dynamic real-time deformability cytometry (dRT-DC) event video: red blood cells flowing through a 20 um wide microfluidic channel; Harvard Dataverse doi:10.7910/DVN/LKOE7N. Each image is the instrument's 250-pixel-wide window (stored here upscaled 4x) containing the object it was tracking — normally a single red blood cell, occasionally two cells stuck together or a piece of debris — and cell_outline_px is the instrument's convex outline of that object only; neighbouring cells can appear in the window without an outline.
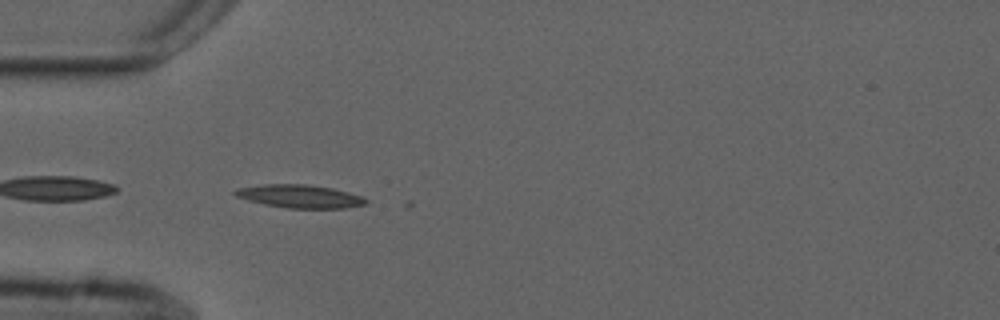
{"species": "common noctule bat (a hibernating species)", "species_latin": "Nyctalus noctula", "temperature_condition": "cold", "stored_images_in_passage": 5, "camera_frame_rate_fps": 3000, "um_per_image_px": 0.085, "animal": {"sex": "male", "forearm_length_mm": 52.5}, "frame": {"image": 1, "passage_image": 2, "time_ms": 0.333, "image_size_px": [1000, 320], "cell_outline_px": [[368, 200], [364, 204], [344, 208], [288, 208], [264, 204], [248, 200], [236, 196], [232, 192], [236, 188], [264, 184], [308, 184], [332, 188], [348, 192], [360, 196]], "centroid_in_image_um": [25.44, 16.68], "position_along_channel_um": 59.6, "area_um2": 17.51}}